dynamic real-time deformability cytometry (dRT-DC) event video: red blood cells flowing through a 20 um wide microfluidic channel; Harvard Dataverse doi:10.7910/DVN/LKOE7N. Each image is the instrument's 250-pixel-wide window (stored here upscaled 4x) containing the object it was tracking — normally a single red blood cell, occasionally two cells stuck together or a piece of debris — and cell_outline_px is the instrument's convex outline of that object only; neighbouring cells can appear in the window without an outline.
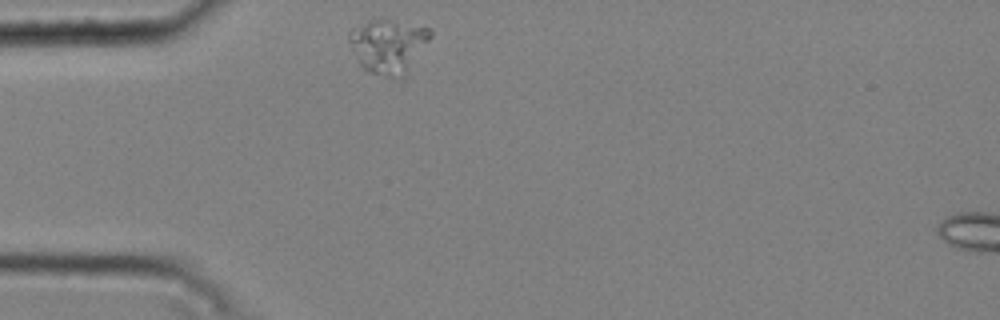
{"species": "common noctule bat (a hibernating species)", "species_latin": "Nyctalus noctula", "temperature_condition": "cold", "stored_images_in_passage": 31, "camera_frame_rate_fps": 3000, "um_per_image_px": 0.085, "animal": {"sex": "male", "body_mass_g": 20.4}, "frame": {"image": 1, "passage_image": 1, "time_ms": 0.0, "image_size_px": [1000, 320], "cell_outline_px": [[432, 36], [404, 80], [368, 72], [360, 64], [348, 40], [348, 32], [380, 16], [428, 28], [432, 32]], "centroid_in_image_um": [33.05, 3.92], "position_along_channel_um": 52.0, "area_um2": 25.89}}
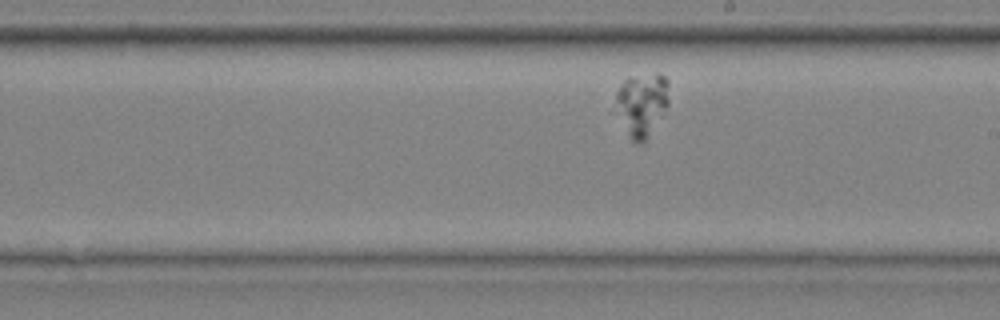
{"frame": {"image": 2, "passage_image": 18, "time_ms": 5.667, "image_size_px": [1000, 320], "cell_outline_px": [[668, 104], [644, 140], [640, 144], [636, 144], [632, 140], [628, 132], [616, 100], [616, 92], [624, 80], [628, 76], [660, 72], [668, 80]], "centroid_in_image_um": [54.6, 8.75], "position_along_channel_um": 234.4, "area_um2": 18.79}}
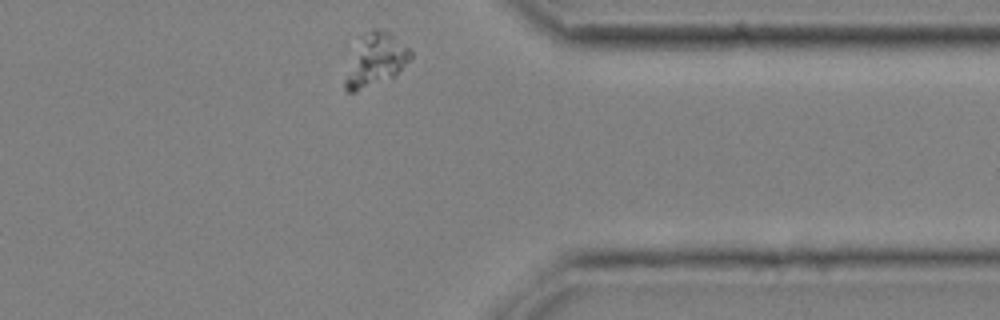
{"frame": {"image": 3, "passage_image": 31, "time_ms": 10.0, "image_size_px": [1000, 320], "cell_outline_px": [[412, 56], [396, 76], [356, 92], [348, 92], [344, 88], [344, 80], [364, 40], [376, 28], [384, 28], [408, 48], [412, 52]], "centroid_in_image_um": [32.03, 5.18], "position_along_channel_um": 379.4, "area_um2": 18.55}}